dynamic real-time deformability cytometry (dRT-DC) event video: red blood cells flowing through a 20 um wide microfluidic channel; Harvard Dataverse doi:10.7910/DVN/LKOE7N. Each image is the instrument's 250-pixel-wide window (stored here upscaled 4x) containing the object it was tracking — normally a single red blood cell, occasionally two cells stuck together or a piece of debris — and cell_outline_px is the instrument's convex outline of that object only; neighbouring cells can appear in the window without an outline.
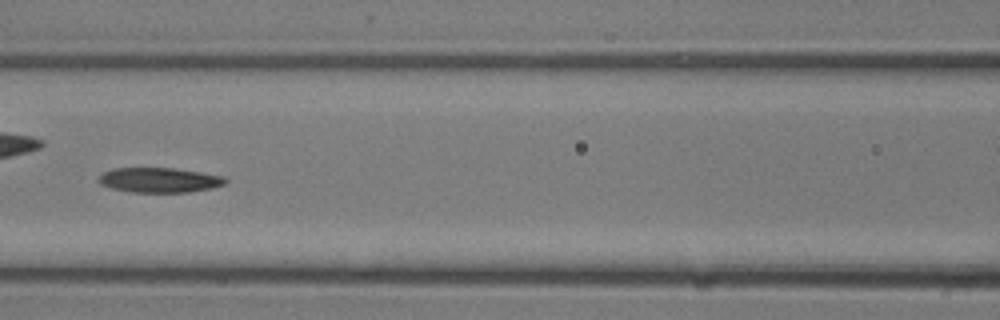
{"species": "common noctule bat (a hibernating species)", "species_latin": "Nyctalus noctula", "temperature_condition": "room temperature", "stored_images_in_passage": 5, "camera_frame_rate_fps": 3000, "um_per_image_px": 0.085, "animal": {"sex": "male", "body_mass_g": 13.3}, "frame": {"image": 1, "passage_image": 4, "time_ms": 1.0, "image_size_px": [1000, 320], "cell_outline_px": [[228, 180], [224, 184], [212, 188], [188, 192], [132, 192], [112, 188], [100, 184], [96, 180], [104, 172], [112, 168], [172, 168], [200, 172], [224, 176]], "centroid_in_image_um": [13.54, 15.3], "position_along_channel_um": 153.1, "area_um2": 18.32}}